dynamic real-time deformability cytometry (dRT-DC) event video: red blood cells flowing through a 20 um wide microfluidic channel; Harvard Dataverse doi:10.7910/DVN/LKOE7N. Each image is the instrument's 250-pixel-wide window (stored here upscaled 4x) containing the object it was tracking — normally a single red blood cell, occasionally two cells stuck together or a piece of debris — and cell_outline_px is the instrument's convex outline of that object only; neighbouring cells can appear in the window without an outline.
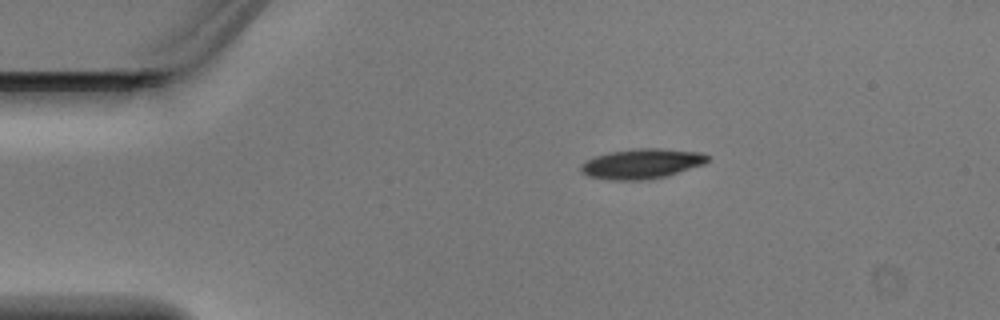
{"species": "Egyptian fruit bat (a non-hibernating species)", "species_latin": "Rousettus aegyptiacus", "temperature_condition": "warm", "stored_images_in_passage": 3, "camera_frame_rate_fps": 3000, "um_per_image_px": 0.085, "animal": {"sex": "male"}, "frame": {"image": 1, "passage_image": 1, "time_ms": 0.0, "image_size_px": [1000, 320], "cell_outline_px": [[708, 160], [704, 164], [664, 176], [640, 180], [608, 180], [588, 176], [580, 172], [580, 164], [584, 160], [608, 152], [632, 148], [660, 148], [700, 152], [708, 156]], "centroid_in_image_um": [54.47, 13.9], "position_along_channel_um": 30.5, "area_um2": 22.14}}
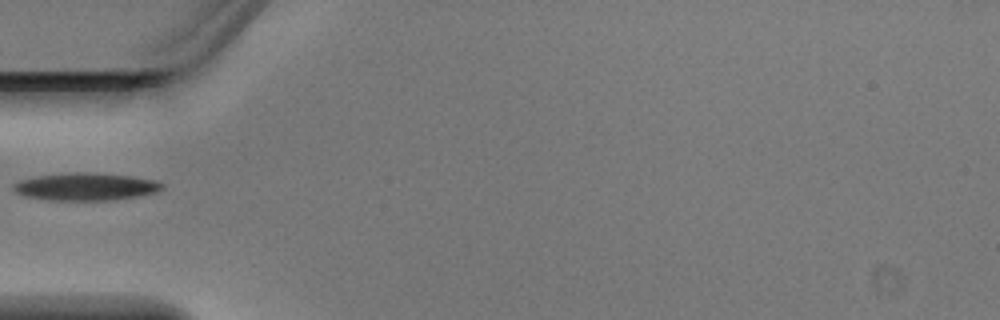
{"frame": {"image": 2, "passage_image": 3, "time_ms": 0.667, "image_size_px": [1000, 320], "cell_outline_px": [[164, 188], [156, 192], [136, 196], [108, 200], [48, 200], [24, 196], [16, 192], [12, 188], [12, 184], [20, 180], [40, 176], [72, 172], [88, 172], [128, 176], [152, 180], [164, 184]], "centroid_in_image_um": [7.24, 15.87], "position_along_channel_um": 77.8, "area_um2": 23.52}}